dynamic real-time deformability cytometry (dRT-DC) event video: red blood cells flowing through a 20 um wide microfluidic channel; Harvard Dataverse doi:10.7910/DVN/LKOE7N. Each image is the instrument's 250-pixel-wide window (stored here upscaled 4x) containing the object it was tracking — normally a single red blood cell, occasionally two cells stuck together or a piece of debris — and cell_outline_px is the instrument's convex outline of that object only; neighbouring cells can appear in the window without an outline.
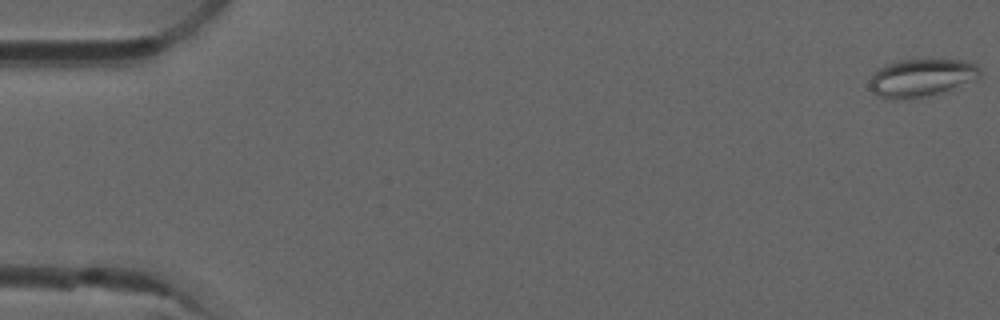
{"species": "common noctule bat (a hibernating species)", "species_latin": "Nyctalus noctula", "temperature_condition": "room temperature", "stored_images_in_passage": 53, "camera_frame_rate_fps": 3000, "um_per_image_px": 0.085, "animal": {"sex": "male", "forearm_length_mm": 52.5}, "frame": {"image": 1, "passage_image": 1, "time_ms": 0.0, "image_size_px": [1000, 320], "cell_outline_px": [[980, 76], [948, 88], [924, 96], [880, 96], [872, 92], [868, 88], [868, 84], [872, 76], [884, 64], [900, 60], [964, 60], [976, 64], [980, 68]], "centroid_in_image_um": [78.28, 6.54], "position_along_channel_um": 6.7, "area_um2": 22.89}}
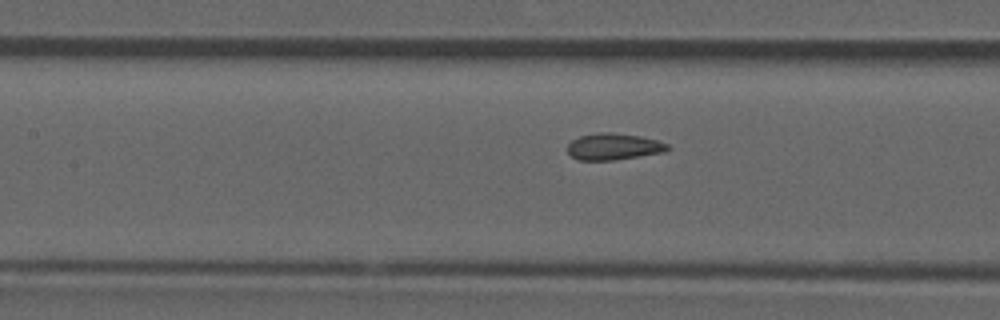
{"frame": {"image": 2, "passage_image": 24, "time_ms": 7.667, "image_size_px": [1000, 320], "cell_outline_px": [[672, 148], [664, 152], [640, 156], [612, 160], [576, 160], [568, 152], [568, 144], [572, 140], [580, 136], [600, 132], [612, 132], [640, 136], [656, 140], [668, 144]], "centroid_in_image_um": [52.17, 12.46], "position_along_channel_um": 155.2, "area_um2": 15.49}}
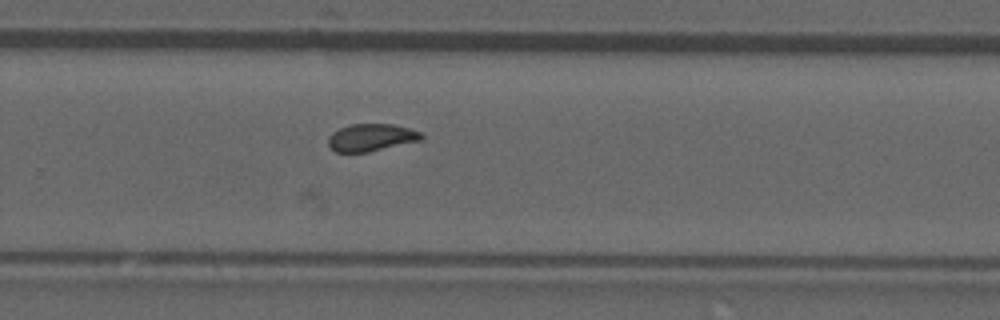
{"frame": {"image": 3, "passage_image": 35, "time_ms": 11.333, "image_size_px": [1000, 320], "cell_outline_px": [[424, 136], [420, 140], [368, 152], [336, 152], [328, 144], [328, 136], [332, 132], [348, 124], [392, 124], [424, 132]], "centroid_in_image_um": [31.55, 11.67], "position_along_channel_um": 298.2, "area_um2": 14.85}, "authors_computed_cell_mechanics": {"area_um2": 15.3748, "velocity_mm_per_s": 3.9221, "shape_relaxation_time_tau1_ms": null, "shape_relaxation_time_tau2_ms": 0.9392, "deformation_change_tau1": null, "deformation_change_tau2": 0.0633}}